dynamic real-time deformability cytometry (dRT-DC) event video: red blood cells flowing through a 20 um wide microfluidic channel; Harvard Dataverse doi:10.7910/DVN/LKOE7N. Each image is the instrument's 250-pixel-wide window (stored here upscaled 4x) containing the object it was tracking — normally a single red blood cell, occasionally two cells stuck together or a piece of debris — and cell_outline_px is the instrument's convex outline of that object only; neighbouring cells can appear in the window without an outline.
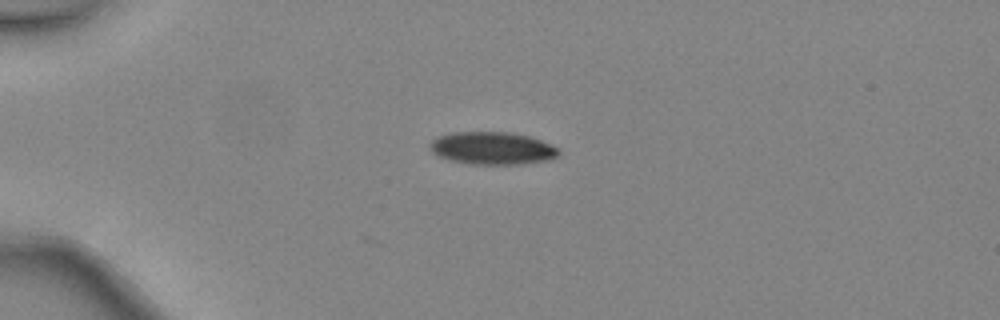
{"species": "common noctule bat (a hibernating species)", "species_latin": "Nyctalus noctula", "temperature_condition": "warm", "stored_images_in_passage": 3, "camera_frame_rate_fps": 3000, "um_per_image_px": 0.085, "animal": {"sex": "female", "body_mass_g": 24.6, "forearm_length_mm": 56.2}, "frame": {"image": 1, "passage_image": 1, "time_ms": 0.0, "image_size_px": [1000, 320], "cell_outline_px": [[560, 156], [548, 160], [520, 164], [472, 164], [448, 160], [432, 152], [428, 144], [432, 140], [440, 136], [452, 132], [512, 132], [528, 136], [540, 140], [556, 148], [560, 152]], "centroid_in_image_um": [41.83, 12.6], "position_along_channel_um": 43.2, "area_um2": 24.39}}